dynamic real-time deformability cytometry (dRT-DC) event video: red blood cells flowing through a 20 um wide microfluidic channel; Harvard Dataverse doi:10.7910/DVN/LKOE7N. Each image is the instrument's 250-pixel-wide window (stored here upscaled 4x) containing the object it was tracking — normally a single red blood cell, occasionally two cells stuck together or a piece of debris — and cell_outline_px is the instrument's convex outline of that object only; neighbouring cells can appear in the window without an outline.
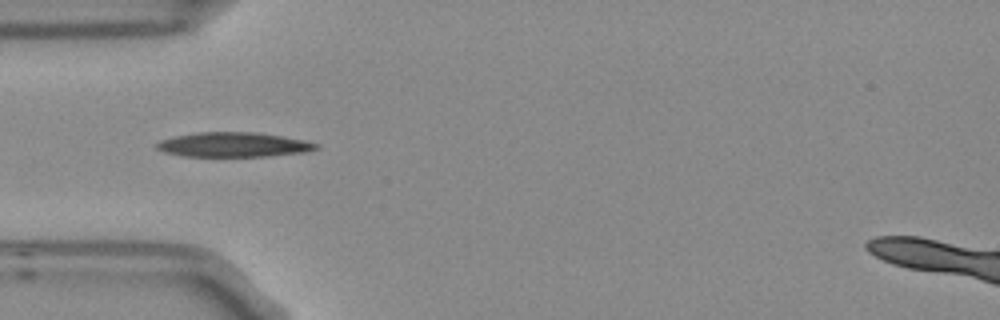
{"species": "Egyptian fruit bat (a non-hibernating species)", "species_latin": "Rousettus aegyptiacus", "temperature_condition": "room temperature", "stored_images_in_passage": 14, "segment_of_instrument_passage": [1, 2], "camera_frame_rate_fps": 3000, "um_per_image_px": 0.085, "frame": {"image": 1, "passage_image": 3, "time_ms": 0.667, "image_size_px": [1000, 320], "cell_outline_px": [[320, 148], [304, 152], [268, 156], [184, 156], [164, 152], [156, 148], [156, 144], [160, 140], [176, 136], [196, 132], [256, 132], [304, 140], [320, 144]], "centroid_in_image_um": [19.85, 12.29], "position_along_channel_um": 65.1, "area_um2": 22.77}}
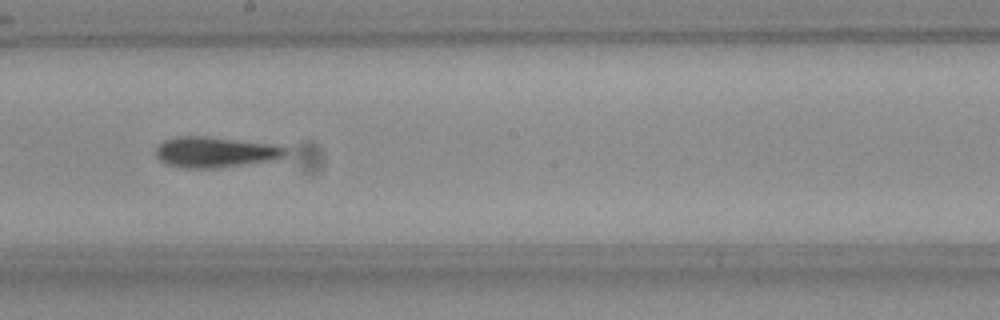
{"frame": {"image": 2, "passage_image": 7, "time_ms": 2.0, "image_size_px": [1000, 320], "cell_outline_px": [[288, 152], [280, 160], [216, 168], [184, 168], [168, 164], [160, 160], [156, 156], [156, 148], [164, 140], [176, 136], [204, 136], [276, 144], [288, 148]], "centroid_in_image_um": [18.37, 12.93], "position_along_channel_um": 229.8, "area_um2": 23.52}}
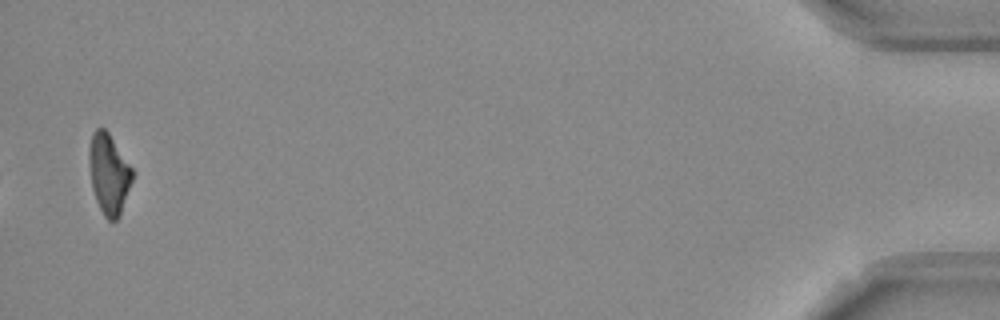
{"frame": {"image": 3, "passage_image": 13, "time_ms": 4.0, "image_size_px": [1000, 320], "cell_outline_px": [[132, 180], [120, 216], [116, 220], [108, 220], [104, 216], [96, 200], [92, 188], [88, 160], [88, 152], [92, 132], [96, 128], [104, 128], [108, 132], [132, 168]], "centroid_in_image_um": [9.23, 14.77], "position_along_channel_um": 426.0, "area_um2": 20.11}}